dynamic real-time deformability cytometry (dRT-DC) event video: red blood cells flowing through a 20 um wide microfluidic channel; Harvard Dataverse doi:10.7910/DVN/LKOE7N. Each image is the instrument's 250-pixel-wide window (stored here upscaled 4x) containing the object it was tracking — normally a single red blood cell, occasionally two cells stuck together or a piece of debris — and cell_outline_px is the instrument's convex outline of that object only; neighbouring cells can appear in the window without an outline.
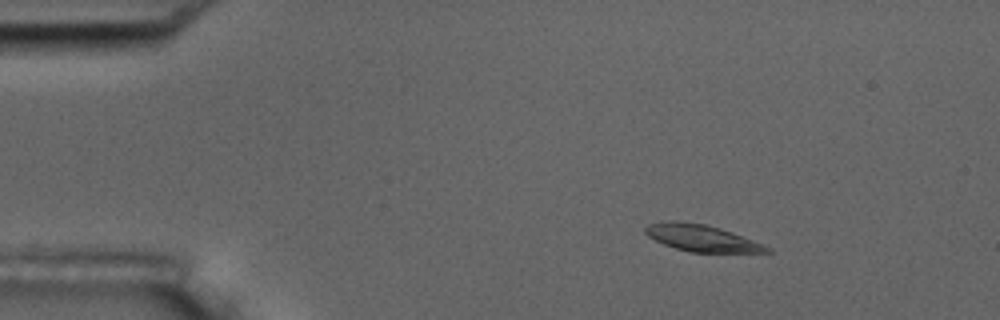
{"species": "common noctule bat (a hibernating species)", "species_latin": "Nyctalus noctula", "temperature_condition": "room temperature", "stored_images_in_passage": 6, "camera_frame_rate_fps": 3000, "um_per_image_px": 0.085, "animal": {"sex": "male", "body_mass_g": 17.5, "forearm_length_mm": 52.3}, "frame": {"image": 1, "passage_image": 3, "time_ms": 2.333, "image_size_px": [1000, 320], "cell_outline_px": [[772, 252], [692, 252], [676, 248], [664, 244], [648, 236], [644, 232], [644, 228], [648, 224], [668, 220], [676, 220], [704, 224], [720, 228], [732, 232], [772, 248]], "centroid_in_image_um": [59.61, 20.22], "position_along_channel_um": 25.4, "area_um2": 18.73}}
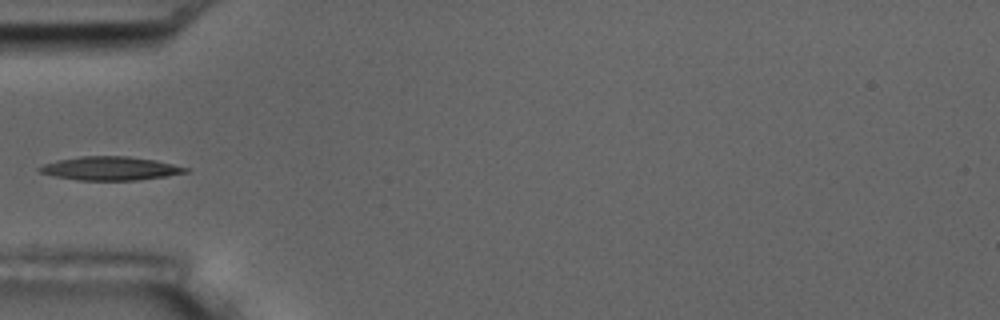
{"frame": {"image": 2, "passage_image": 6, "time_ms": 5.667, "image_size_px": [1000, 320], "cell_outline_px": [[192, 168], [188, 172], [164, 176], [136, 180], [80, 180], [56, 176], [40, 172], [36, 168], [44, 164], [56, 160], [80, 156], [128, 156], [156, 160]], "centroid_in_image_um": [9.4, 14.3], "position_along_channel_um": 75.6, "area_um2": 20.06}}